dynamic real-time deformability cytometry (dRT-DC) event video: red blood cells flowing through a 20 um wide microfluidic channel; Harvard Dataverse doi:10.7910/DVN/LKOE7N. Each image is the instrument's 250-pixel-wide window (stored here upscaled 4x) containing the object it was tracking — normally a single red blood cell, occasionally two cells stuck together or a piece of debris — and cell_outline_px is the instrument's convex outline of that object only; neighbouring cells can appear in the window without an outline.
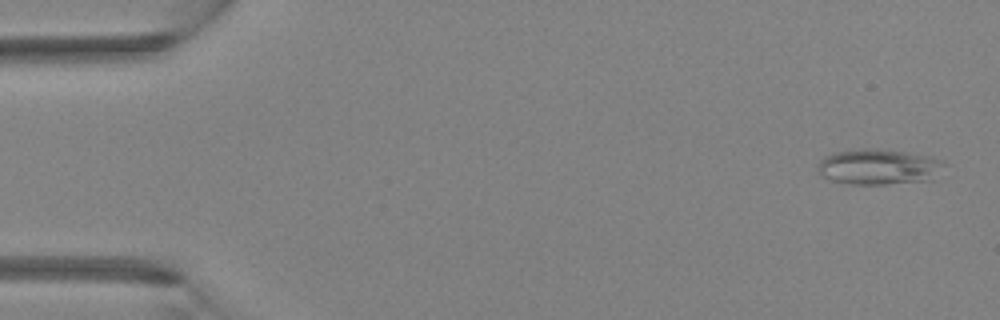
{"species": "Egyptian fruit bat (a non-hibernating species)", "species_latin": "Rousettus aegyptiacus", "temperature_condition": "room temperature", "stored_images_in_passage": 3, "camera_frame_rate_fps": 3000, "um_per_image_px": 0.085, "animal": {"sex": "female"}, "frame": {"image": 1, "passage_image": 1, "time_ms": 0.0, "image_size_px": [1000, 320], "cell_outline_px": [[944, 164], [932, 180], [884, 184], [852, 184], [832, 180], [816, 172], [816, 168], [820, 160], [824, 156], [836, 152], [864, 148], [876, 148], [932, 156], [944, 160]], "centroid_in_image_um": [74.67, 14.17], "position_along_channel_um": 10.3, "area_um2": 26.18}}